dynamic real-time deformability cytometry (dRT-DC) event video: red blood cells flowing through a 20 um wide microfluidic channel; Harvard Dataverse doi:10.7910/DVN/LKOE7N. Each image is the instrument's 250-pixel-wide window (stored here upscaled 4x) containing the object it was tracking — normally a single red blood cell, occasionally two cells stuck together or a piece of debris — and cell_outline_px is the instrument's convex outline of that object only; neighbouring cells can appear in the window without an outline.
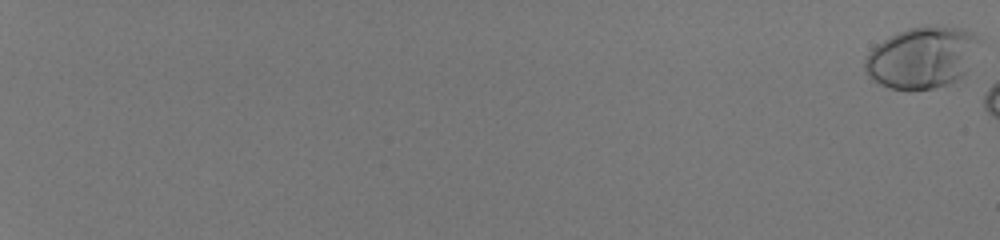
{"species": "human", "species_latin": "Homo sapiens", "temperature_condition": "room temperature", "stored_images_in_passage": 8, "camera_frame_rate_fps": 3000, "um_per_image_px": 0.085, "donor": {"sex": "male"}, "frame": {"image": 1, "passage_image": 1, "time_ms": 0.0, "image_size_px": [1000, 240], "cell_outline_px": [[984, 40], [964, 76], [948, 84], [932, 88], [908, 92], [888, 88], [872, 80], [864, 68], [864, 60], [868, 52], [876, 44], [896, 32], [908, 28], [960, 28], [972, 32]], "centroid_in_image_um": [78.38, 4.93], "position_along_channel_um": 6.6, "area_um2": 41.44}}